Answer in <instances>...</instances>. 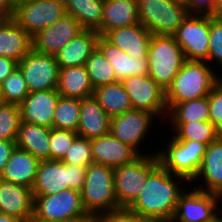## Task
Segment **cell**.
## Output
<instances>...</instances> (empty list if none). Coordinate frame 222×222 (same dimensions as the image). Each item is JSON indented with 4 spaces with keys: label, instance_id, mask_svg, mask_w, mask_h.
Returning <instances> with one entry per match:
<instances>
[{
    "label": "cell",
    "instance_id": "obj_1",
    "mask_svg": "<svg viewBox=\"0 0 222 222\" xmlns=\"http://www.w3.org/2000/svg\"><path fill=\"white\" fill-rule=\"evenodd\" d=\"M189 186L184 177L173 175L159 166L128 209L155 222H170L180 195Z\"/></svg>",
    "mask_w": 222,
    "mask_h": 222
},
{
    "label": "cell",
    "instance_id": "obj_2",
    "mask_svg": "<svg viewBox=\"0 0 222 222\" xmlns=\"http://www.w3.org/2000/svg\"><path fill=\"white\" fill-rule=\"evenodd\" d=\"M221 78L206 61L186 60L165 89L167 110L178 103L208 96Z\"/></svg>",
    "mask_w": 222,
    "mask_h": 222
},
{
    "label": "cell",
    "instance_id": "obj_3",
    "mask_svg": "<svg viewBox=\"0 0 222 222\" xmlns=\"http://www.w3.org/2000/svg\"><path fill=\"white\" fill-rule=\"evenodd\" d=\"M162 134V137L159 135L161 142L159 141L156 151L160 166L173 175L184 177L190 183L201 167L208 145L199 141L179 140L173 133L163 131ZM164 134L168 139L163 137Z\"/></svg>",
    "mask_w": 222,
    "mask_h": 222
},
{
    "label": "cell",
    "instance_id": "obj_4",
    "mask_svg": "<svg viewBox=\"0 0 222 222\" xmlns=\"http://www.w3.org/2000/svg\"><path fill=\"white\" fill-rule=\"evenodd\" d=\"M114 169L92 163L86 167L81 191L85 211L93 220L119 209L114 189Z\"/></svg>",
    "mask_w": 222,
    "mask_h": 222
},
{
    "label": "cell",
    "instance_id": "obj_5",
    "mask_svg": "<svg viewBox=\"0 0 222 222\" xmlns=\"http://www.w3.org/2000/svg\"><path fill=\"white\" fill-rule=\"evenodd\" d=\"M157 121L158 119L153 114H150L149 112L131 109L129 111H126L123 114H119L118 116L111 118L110 133L121 142L130 145L140 155L156 154L158 145L156 144L157 141H154V140L159 141L158 139L159 136L157 135L161 133V131L159 130L161 128L159 126L162 125V122H159V121L157 122ZM154 125H156L159 129L156 126L153 127ZM154 128L158 130L155 132L156 129ZM152 130L154 132H152ZM151 132L153 133L152 135L154 136L150 135ZM150 136L155 137L153 141L152 139L149 140ZM150 141H152L153 144ZM147 143L148 145L150 143L153 146L150 145V147L148 148ZM144 144L146 145L145 148H144ZM154 146H157V147H154ZM152 148H154L155 150L154 149L152 150ZM145 149L146 150L150 149V151L146 152Z\"/></svg>",
    "mask_w": 222,
    "mask_h": 222
},
{
    "label": "cell",
    "instance_id": "obj_6",
    "mask_svg": "<svg viewBox=\"0 0 222 222\" xmlns=\"http://www.w3.org/2000/svg\"><path fill=\"white\" fill-rule=\"evenodd\" d=\"M86 167L61 160H40L32 187L33 196H48L66 189L82 191Z\"/></svg>",
    "mask_w": 222,
    "mask_h": 222
},
{
    "label": "cell",
    "instance_id": "obj_7",
    "mask_svg": "<svg viewBox=\"0 0 222 222\" xmlns=\"http://www.w3.org/2000/svg\"><path fill=\"white\" fill-rule=\"evenodd\" d=\"M148 75L166 89L186 61L173 36L152 35L147 54Z\"/></svg>",
    "mask_w": 222,
    "mask_h": 222
},
{
    "label": "cell",
    "instance_id": "obj_8",
    "mask_svg": "<svg viewBox=\"0 0 222 222\" xmlns=\"http://www.w3.org/2000/svg\"><path fill=\"white\" fill-rule=\"evenodd\" d=\"M159 166L156 154H146L114 169V189L120 208H128L138 198L149 176Z\"/></svg>",
    "mask_w": 222,
    "mask_h": 222
},
{
    "label": "cell",
    "instance_id": "obj_9",
    "mask_svg": "<svg viewBox=\"0 0 222 222\" xmlns=\"http://www.w3.org/2000/svg\"><path fill=\"white\" fill-rule=\"evenodd\" d=\"M33 215L57 222H90L93 219L83 207L81 192L66 189L48 196H34Z\"/></svg>",
    "mask_w": 222,
    "mask_h": 222
},
{
    "label": "cell",
    "instance_id": "obj_10",
    "mask_svg": "<svg viewBox=\"0 0 222 222\" xmlns=\"http://www.w3.org/2000/svg\"><path fill=\"white\" fill-rule=\"evenodd\" d=\"M139 23L152 35L173 36L190 14L185 5L169 0H137Z\"/></svg>",
    "mask_w": 222,
    "mask_h": 222
},
{
    "label": "cell",
    "instance_id": "obj_11",
    "mask_svg": "<svg viewBox=\"0 0 222 222\" xmlns=\"http://www.w3.org/2000/svg\"><path fill=\"white\" fill-rule=\"evenodd\" d=\"M64 15L63 0H28L16 4L11 18L33 37Z\"/></svg>",
    "mask_w": 222,
    "mask_h": 222
},
{
    "label": "cell",
    "instance_id": "obj_12",
    "mask_svg": "<svg viewBox=\"0 0 222 222\" xmlns=\"http://www.w3.org/2000/svg\"><path fill=\"white\" fill-rule=\"evenodd\" d=\"M121 84L130 97L132 109L149 112L165 123L168 110L164 88L149 75H132L122 80Z\"/></svg>",
    "mask_w": 222,
    "mask_h": 222
},
{
    "label": "cell",
    "instance_id": "obj_13",
    "mask_svg": "<svg viewBox=\"0 0 222 222\" xmlns=\"http://www.w3.org/2000/svg\"><path fill=\"white\" fill-rule=\"evenodd\" d=\"M220 196L190 187L180 195L171 222H215Z\"/></svg>",
    "mask_w": 222,
    "mask_h": 222
},
{
    "label": "cell",
    "instance_id": "obj_14",
    "mask_svg": "<svg viewBox=\"0 0 222 222\" xmlns=\"http://www.w3.org/2000/svg\"><path fill=\"white\" fill-rule=\"evenodd\" d=\"M210 16L189 14L173 37L183 49L186 60L208 61Z\"/></svg>",
    "mask_w": 222,
    "mask_h": 222
},
{
    "label": "cell",
    "instance_id": "obj_15",
    "mask_svg": "<svg viewBox=\"0 0 222 222\" xmlns=\"http://www.w3.org/2000/svg\"><path fill=\"white\" fill-rule=\"evenodd\" d=\"M29 93L56 89L59 66L54 55L41 54L31 49L20 62Z\"/></svg>",
    "mask_w": 222,
    "mask_h": 222
},
{
    "label": "cell",
    "instance_id": "obj_16",
    "mask_svg": "<svg viewBox=\"0 0 222 222\" xmlns=\"http://www.w3.org/2000/svg\"><path fill=\"white\" fill-rule=\"evenodd\" d=\"M83 30L73 16L66 14L32 37V49L41 54L55 56Z\"/></svg>",
    "mask_w": 222,
    "mask_h": 222
},
{
    "label": "cell",
    "instance_id": "obj_17",
    "mask_svg": "<svg viewBox=\"0 0 222 222\" xmlns=\"http://www.w3.org/2000/svg\"><path fill=\"white\" fill-rule=\"evenodd\" d=\"M190 185L208 193L222 194V136L208 144L201 167Z\"/></svg>",
    "mask_w": 222,
    "mask_h": 222
},
{
    "label": "cell",
    "instance_id": "obj_18",
    "mask_svg": "<svg viewBox=\"0 0 222 222\" xmlns=\"http://www.w3.org/2000/svg\"><path fill=\"white\" fill-rule=\"evenodd\" d=\"M59 97L56 89L29 93L19 105L21 121L53 128L54 112Z\"/></svg>",
    "mask_w": 222,
    "mask_h": 222
},
{
    "label": "cell",
    "instance_id": "obj_19",
    "mask_svg": "<svg viewBox=\"0 0 222 222\" xmlns=\"http://www.w3.org/2000/svg\"><path fill=\"white\" fill-rule=\"evenodd\" d=\"M92 157L95 164L112 169L131 163L140 154L130 145L121 142L111 133L91 139Z\"/></svg>",
    "mask_w": 222,
    "mask_h": 222
},
{
    "label": "cell",
    "instance_id": "obj_20",
    "mask_svg": "<svg viewBox=\"0 0 222 222\" xmlns=\"http://www.w3.org/2000/svg\"><path fill=\"white\" fill-rule=\"evenodd\" d=\"M32 189L0 178V213L19 218L23 222L33 216Z\"/></svg>",
    "mask_w": 222,
    "mask_h": 222
},
{
    "label": "cell",
    "instance_id": "obj_21",
    "mask_svg": "<svg viewBox=\"0 0 222 222\" xmlns=\"http://www.w3.org/2000/svg\"><path fill=\"white\" fill-rule=\"evenodd\" d=\"M97 48L112 65L117 81L121 82L132 75H148L147 58L130 57L103 35L98 37Z\"/></svg>",
    "mask_w": 222,
    "mask_h": 222
},
{
    "label": "cell",
    "instance_id": "obj_22",
    "mask_svg": "<svg viewBox=\"0 0 222 222\" xmlns=\"http://www.w3.org/2000/svg\"><path fill=\"white\" fill-rule=\"evenodd\" d=\"M105 37L130 57L147 58L152 34L138 23L111 30Z\"/></svg>",
    "mask_w": 222,
    "mask_h": 222
},
{
    "label": "cell",
    "instance_id": "obj_23",
    "mask_svg": "<svg viewBox=\"0 0 222 222\" xmlns=\"http://www.w3.org/2000/svg\"><path fill=\"white\" fill-rule=\"evenodd\" d=\"M111 118L94 96L80 99V121L77 134L89 140L110 133Z\"/></svg>",
    "mask_w": 222,
    "mask_h": 222
},
{
    "label": "cell",
    "instance_id": "obj_24",
    "mask_svg": "<svg viewBox=\"0 0 222 222\" xmlns=\"http://www.w3.org/2000/svg\"><path fill=\"white\" fill-rule=\"evenodd\" d=\"M99 33L94 30H83L72 38L56 55L59 68L81 66L97 48Z\"/></svg>",
    "mask_w": 222,
    "mask_h": 222
},
{
    "label": "cell",
    "instance_id": "obj_25",
    "mask_svg": "<svg viewBox=\"0 0 222 222\" xmlns=\"http://www.w3.org/2000/svg\"><path fill=\"white\" fill-rule=\"evenodd\" d=\"M40 160L15 147L5 165L1 179L32 189Z\"/></svg>",
    "mask_w": 222,
    "mask_h": 222
},
{
    "label": "cell",
    "instance_id": "obj_26",
    "mask_svg": "<svg viewBox=\"0 0 222 222\" xmlns=\"http://www.w3.org/2000/svg\"><path fill=\"white\" fill-rule=\"evenodd\" d=\"M32 49V37L11 17L0 25V56L17 62Z\"/></svg>",
    "mask_w": 222,
    "mask_h": 222
},
{
    "label": "cell",
    "instance_id": "obj_27",
    "mask_svg": "<svg viewBox=\"0 0 222 222\" xmlns=\"http://www.w3.org/2000/svg\"><path fill=\"white\" fill-rule=\"evenodd\" d=\"M139 23L137 0H104L101 35Z\"/></svg>",
    "mask_w": 222,
    "mask_h": 222
},
{
    "label": "cell",
    "instance_id": "obj_28",
    "mask_svg": "<svg viewBox=\"0 0 222 222\" xmlns=\"http://www.w3.org/2000/svg\"><path fill=\"white\" fill-rule=\"evenodd\" d=\"M57 92L62 97L83 99L93 96L94 88L85 65L59 69Z\"/></svg>",
    "mask_w": 222,
    "mask_h": 222
},
{
    "label": "cell",
    "instance_id": "obj_29",
    "mask_svg": "<svg viewBox=\"0 0 222 222\" xmlns=\"http://www.w3.org/2000/svg\"><path fill=\"white\" fill-rule=\"evenodd\" d=\"M49 139L50 128L21 121L15 144L17 148L31 153L39 160H48L50 159Z\"/></svg>",
    "mask_w": 222,
    "mask_h": 222
},
{
    "label": "cell",
    "instance_id": "obj_30",
    "mask_svg": "<svg viewBox=\"0 0 222 222\" xmlns=\"http://www.w3.org/2000/svg\"><path fill=\"white\" fill-rule=\"evenodd\" d=\"M66 14L73 16L85 30L101 35L104 0H63Z\"/></svg>",
    "mask_w": 222,
    "mask_h": 222
},
{
    "label": "cell",
    "instance_id": "obj_31",
    "mask_svg": "<svg viewBox=\"0 0 222 222\" xmlns=\"http://www.w3.org/2000/svg\"><path fill=\"white\" fill-rule=\"evenodd\" d=\"M93 96L110 118L132 109L130 97L119 81L94 89Z\"/></svg>",
    "mask_w": 222,
    "mask_h": 222
},
{
    "label": "cell",
    "instance_id": "obj_32",
    "mask_svg": "<svg viewBox=\"0 0 222 222\" xmlns=\"http://www.w3.org/2000/svg\"><path fill=\"white\" fill-rule=\"evenodd\" d=\"M163 125L168 126L165 128V132L169 130L167 133H173L179 140L199 141L208 145L220 137L215 126L210 121L164 123ZM167 128L170 129L167 130Z\"/></svg>",
    "mask_w": 222,
    "mask_h": 222
},
{
    "label": "cell",
    "instance_id": "obj_33",
    "mask_svg": "<svg viewBox=\"0 0 222 222\" xmlns=\"http://www.w3.org/2000/svg\"><path fill=\"white\" fill-rule=\"evenodd\" d=\"M193 121H209L208 96L174 105L167 112L165 119V123H189Z\"/></svg>",
    "mask_w": 222,
    "mask_h": 222
},
{
    "label": "cell",
    "instance_id": "obj_34",
    "mask_svg": "<svg viewBox=\"0 0 222 222\" xmlns=\"http://www.w3.org/2000/svg\"><path fill=\"white\" fill-rule=\"evenodd\" d=\"M80 121V99L59 97L57 102L53 128L77 132Z\"/></svg>",
    "mask_w": 222,
    "mask_h": 222
},
{
    "label": "cell",
    "instance_id": "obj_35",
    "mask_svg": "<svg viewBox=\"0 0 222 222\" xmlns=\"http://www.w3.org/2000/svg\"><path fill=\"white\" fill-rule=\"evenodd\" d=\"M85 66L94 89L117 82L112 65L98 48L86 60Z\"/></svg>",
    "mask_w": 222,
    "mask_h": 222
},
{
    "label": "cell",
    "instance_id": "obj_36",
    "mask_svg": "<svg viewBox=\"0 0 222 222\" xmlns=\"http://www.w3.org/2000/svg\"><path fill=\"white\" fill-rule=\"evenodd\" d=\"M1 89L6 104L19 106L29 94L26 81L18 67L3 80Z\"/></svg>",
    "mask_w": 222,
    "mask_h": 222
},
{
    "label": "cell",
    "instance_id": "obj_37",
    "mask_svg": "<svg viewBox=\"0 0 222 222\" xmlns=\"http://www.w3.org/2000/svg\"><path fill=\"white\" fill-rule=\"evenodd\" d=\"M21 123L20 107L4 104L0 107V140L15 141Z\"/></svg>",
    "mask_w": 222,
    "mask_h": 222
},
{
    "label": "cell",
    "instance_id": "obj_38",
    "mask_svg": "<svg viewBox=\"0 0 222 222\" xmlns=\"http://www.w3.org/2000/svg\"><path fill=\"white\" fill-rule=\"evenodd\" d=\"M207 63L222 76V20L215 19L211 16L209 57Z\"/></svg>",
    "mask_w": 222,
    "mask_h": 222
},
{
    "label": "cell",
    "instance_id": "obj_39",
    "mask_svg": "<svg viewBox=\"0 0 222 222\" xmlns=\"http://www.w3.org/2000/svg\"><path fill=\"white\" fill-rule=\"evenodd\" d=\"M61 161L65 164H75L84 167L94 163L91 141L87 138L77 136Z\"/></svg>",
    "mask_w": 222,
    "mask_h": 222
},
{
    "label": "cell",
    "instance_id": "obj_40",
    "mask_svg": "<svg viewBox=\"0 0 222 222\" xmlns=\"http://www.w3.org/2000/svg\"><path fill=\"white\" fill-rule=\"evenodd\" d=\"M77 136V132L50 128V160H61Z\"/></svg>",
    "mask_w": 222,
    "mask_h": 222
},
{
    "label": "cell",
    "instance_id": "obj_41",
    "mask_svg": "<svg viewBox=\"0 0 222 222\" xmlns=\"http://www.w3.org/2000/svg\"><path fill=\"white\" fill-rule=\"evenodd\" d=\"M209 121L215 126L218 134L222 136V78L214 85L208 95Z\"/></svg>",
    "mask_w": 222,
    "mask_h": 222
},
{
    "label": "cell",
    "instance_id": "obj_42",
    "mask_svg": "<svg viewBox=\"0 0 222 222\" xmlns=\"http://www.w3.org/2000/svg\"><path fill=\"white\" fill-rule=\"evenodd\" d=\"M101 222H155L128 208H119L99 219Z\"/></svg>",
    "mask_w": 222,
    "mask_h": 222
},
{
    "label": "cell",
    "instance_id": "obj_43",
    "mask_svg": "<svg viewBox=\"0 0 222 222\" xmlns=\"http://www.w3.org/2000/svg\"><path fill=\"white\" fill-rule=\"evenodd\" d=\"M185 6L190 14L211 16L215 8V0H186Z\"/></svg>",
    "mask_w": 222,
    "mask_h": 222
},
{
    "label": "cell",
    "instance_id": "obj_44",
    "mask_svg": "<svg viewBox=\"0 0 222 222\" xmlns=\"http://www.w3.org/2000/svg\"><path fill=\"white\" fill-rule=\"evenodd\" d=\"M15 147V141L0 140V178Z\"/></svg>",
    "mask_w": 222,
    "mask_h": 222
},
{
    "label": "cell",
    "instance_id": "obj_45",
    "mask_svg": "<svg viewBox=\"0 0 222 222\" xmlns=\"http://www.w3.org/2000/svg\"><path fill=\"white\" fill-rule=\"evenodd\" d=\"M18 67L16 60L0 56V84Z\"/></svg>",
    "mask_w": 222,
    "mask_h": 222
},
{
    "label": "cell",
    "instance_id": "obj_46",
    "mask_svg": "<svg viewBox=\"0 0 222 222\" xmlns=\"http://www.w3.org/2000/svg\"><path fill=\"white\" fill-rule=\"evenodd\" d=\"M16 4V0H0V13H3L7 17H12Z\"/></svg>",
    "mask_w": 222,
    "mask_h": 222
},
{
    "label": "cell",
    "instance_id": "obj_47",
    "mask_svg": "<svg viewBox=\"0 0 222 222\" xmlns=\"http://www.w3.org/2000/svg\"><path fill=\"white\" fill-rule=\"evenodd\" d=\"M211 17L222 20V0H215V8Z\"/></svg>",
    "mask_w": 222,
    "mask_h": 222
},
{
    "label": "cell",
    "instance_id": "obj_48",
    "mask_svg": "<svg viewBox=\"0 0 222 222\" xmlns=\"http://www.w3.org/2000/svg\"><path fill=\"white\" fill-rule=\"evenodd\" d=\"M0 222H23L19 218L0 213Z\"/></svg>",
    "mask_w": 222,
    "mask_h": 222
},
{
    "label": "cell",
    "instance_id": "obj_49",
    "mask_svg": "<svg viewBox=\"0 0 222 222\" xmlns=\"http://www.w3.org/2000/svg\"><path fill=\"white\" fill-rule=\"evenodd\" d=\"M25 222H57V221H47V220L39 219L33 215L29 219H27Z\"/></svg>",
    "mask_w": 222,
    "mask_h": 222
},
{
    "label": "cell",
    "instance_id": "obj_50",
    "mask_svg": "<svg viewBox=\"0 0 222 222\" xmlns=\"http://www.w3.org/2000/svg\"><path fill=\"white\" fill-rule=\"evenodd\" d=\"M4 104H6V102L4 100L2 89H1V84H0V107L3 106Z\"/></svg>",
    "mask_w": 222,
    "mask_h": 222
},
{
    "label": "cell",
    "instance_id": "obj_51",
    "mask_svg": "<svg viewBox=\"0 0 222 222\" xmlns=\"http://www.w3.org/2000/svg\"><path fill=\"white\" fill-rule=\"evenodd\" d=\"M217 222H222V211L220 210L216 219Z\"/></svg>",
    "mask_w": 222,
    "mask_h": 222
},
{
    "label": "cell",
    "instance_id": "obj_52",
    "mask_svg": "<svg viewBox=\"0 0 222 222\" xmlns=\"http://www.w3.org/2000/svg\"><path fill=\"white\" fill-rule=\"evenodd\" d=\"M169 1H172V2H175V3H179V4H182V5H185V1H186V0H169Z\"/></svg>",
    "mask_w": 222,
    "mask_h": 222
},
{
    "label": "cell",
    "instance_id": "obj_53",
    "mask_svg": "<svg viewBox=\"0 0 222 222\" xmlns=\"http://www.w3.org/2000/svg\"><path fill=\"white\" fill-rule=\"evenodd\" d=\"M7 17H0V25Z\"/></svg>",
    "mask_w": 222,
    "mask_h": 222
},
{
    "label": "cell",
    "instance_id": "obj_54",
    "mask_svg": "<svg viewBox=\"0 0 222 222\" xmlns=\"http://www.w3.org/2000/svg\"><path fill=\"white\" fill-rule=\"evenodd\" d=\"M220 207H221V211H222V194L220 195Z\"/></svg>",
    "mask_w": 222,
    "mask_h": 222
},
{
    "label": "cell",
    "instance_id": "obj_55",
    "mask_svg": "<svg viewBox=\"0 0 222 222\" xmlns=\"http://www.w3.org/2000/svg\"><path fill=\"white\" fill-rule=\"evenodd\" d=\"M22 1H28V0H16L17 3L22 2Z\"/></svg>",
    "mask_w": 222,
    "mask_h": 222
},
{
    "label": "cell",
    "instance_id": "obj_56",
    "mask_svg": "<svg viewBox=\"0 0 222 222\" xmlns=\"http://www.w3.org/2000/svg\"><path fill=\"white\" fill-rule=\"evenodd\" d=\"M0 17H7V16H5L3 13H0Z\"/></svg>",
    "mask_w": 222,
    "mask_h": 222
},
{
    "label": "cell",
    "instance_id": "obj_57",
    "mask_svg": "<svg viewBox=\"0 0 222 222\" xmlns=\"http://www.w3.org/2000/svg\"><path fill=\"white\" fill-rule=\"evenodd\" d=\"M90 222H101L100 220H92Z\"/></svg>",
    "mask_w": 222,
    "mask_h": 222
}]
</instances>
